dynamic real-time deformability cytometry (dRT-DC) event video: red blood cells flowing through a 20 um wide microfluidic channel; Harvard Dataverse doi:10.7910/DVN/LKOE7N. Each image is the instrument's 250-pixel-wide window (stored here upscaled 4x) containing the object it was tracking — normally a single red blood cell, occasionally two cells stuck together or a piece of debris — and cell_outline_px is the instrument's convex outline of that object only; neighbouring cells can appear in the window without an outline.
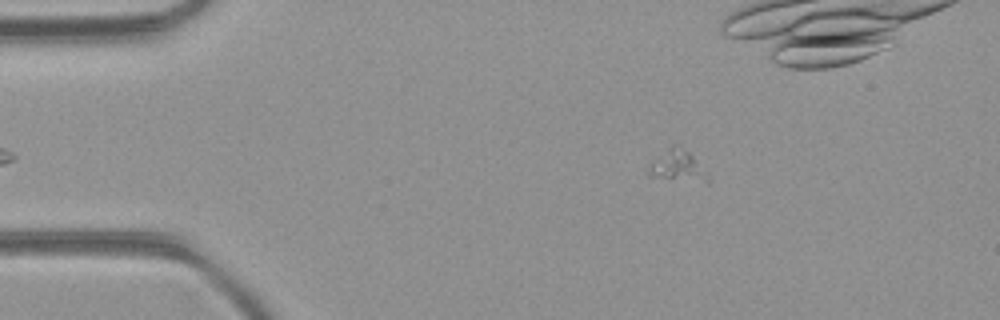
{"species": "common noctule bat (a hibernating species)", "species_latin": "Nyctalus noctula", "temperature_condition": "room temperature", "stored_images_in_passage": 4, "camera_frame_rate_fps": 3000, "um_per_image_px": 0.085, "animal": {"sex": "female", "body_mass_g": 21.9}, "frame": {"image": 1, "passage_image": 4, "time_ms": 1.0, "image_size_px": [1000, 320], "cell_outline_px": [[712, 180], [708, 184], [648, 176], [648, 164], [672, 144], [688, 152], [692, 156]], "centroid_in_image_um": [57.6, 14.17], "position_along_channel_um": 27.4, "area_um2": 10.75}}